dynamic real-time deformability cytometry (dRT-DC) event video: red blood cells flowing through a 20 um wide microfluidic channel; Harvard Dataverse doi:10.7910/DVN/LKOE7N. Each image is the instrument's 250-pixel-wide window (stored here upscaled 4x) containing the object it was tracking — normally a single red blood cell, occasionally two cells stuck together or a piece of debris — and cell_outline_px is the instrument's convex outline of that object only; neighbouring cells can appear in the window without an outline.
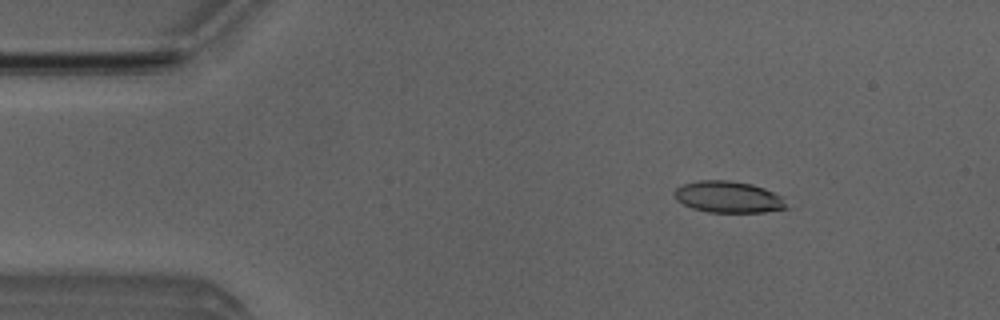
{"species": "Egyptian fruit bat (a non-hibernating species)", "species_latin": "Rousettus aegyptiacus", "temperature_condition": "room temperature", "stored_images_in_passage": 50, "camera_frame_rate_fps": 3000, "um_per_image_px": 0.085, "animal": {"sex": "male"}, "frame": {"image": 1, "passage_image": 6, "time_ms": 1.667, "image_size_px": [1000, 320], "cell_outline_px": [[792, 208], [764, 212], [708, 212], [692, 208], [676, 200], [672, 192], [676, 188], [684, 184], [700, 180], [728, 180], [752, 184], [764, 188], [780, 196]], "centroid_in_image_um": [61.92, 16.75], "position_along_channel_um": 23.1, "area_um2": 20.69}}
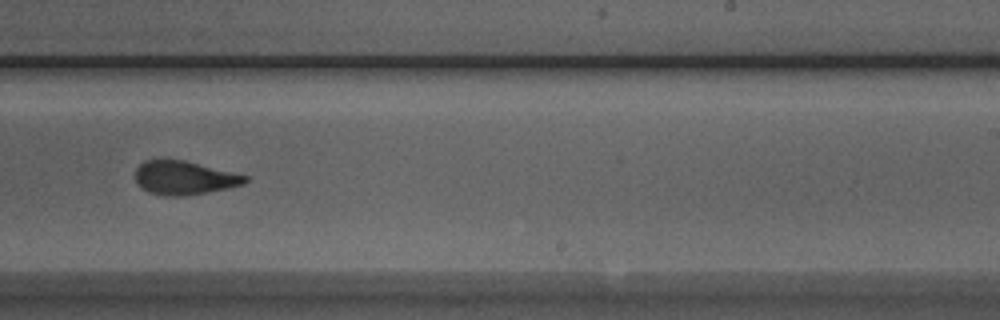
{"frame": {"image": 2, "passage_image": 30, "time_ms": 9.667, "image_size_px": [1000, 320], "cell_outline_px": [[248, 180], [244, 184], [228, 188], [184, 196], [164, 196], [148, 192], [136, 184], [136, 168], [144, 160], [160, 156], [184, 160], [248, 176]], "centroid_in_image_um": [15.59, 15.08], "position_along_channel_um": 273.4, "area_um2": 22.02}}
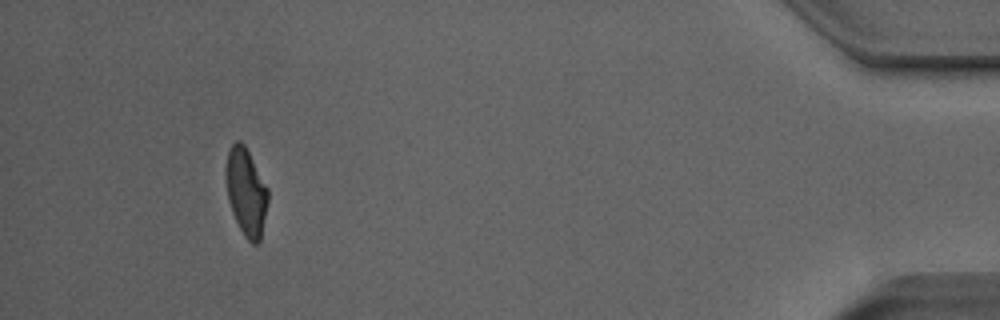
{"frame": {"image": 3, "passage_image": 46, "time_ms": 15.0, "image_size_px": [1000, 320], "cell_outline_px": [[268, 200], [260, 240], [256, 244], [252, 244], [244, 236], [232, 212], [228, 200], [224, 176], [224, 172], [228, 152], [232, 144], [236, 140], [240, 140], [244, 144], [268, 188]], "centroid_in_image_um": [20.89, 16.29], "position_along_channel_um": 414.3, "area_um2": 21.44}, "authors_computed_cell_mechanics": {"area_um2": 21.8773, "velocity_mm_per_s": 4.0012, "shape_relaxation_time_tau1_ms": 3.9281, "shape_relaxation_time_tau2_ms": 1.8904, "deformation_change_tau1": 0.1627, "deformation_change_tau2": 0.0986}}